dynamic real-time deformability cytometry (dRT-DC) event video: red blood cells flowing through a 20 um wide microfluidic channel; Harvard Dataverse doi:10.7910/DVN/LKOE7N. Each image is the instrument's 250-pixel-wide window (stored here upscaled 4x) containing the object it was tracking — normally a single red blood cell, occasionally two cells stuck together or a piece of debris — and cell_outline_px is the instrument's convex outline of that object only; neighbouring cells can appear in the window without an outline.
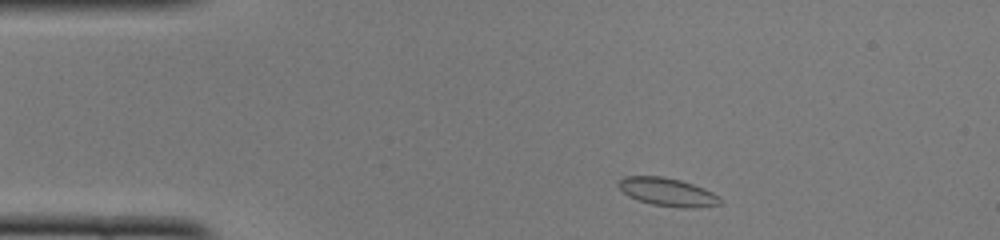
{"species": "common noctule bat (a hibernating species)", "species_latin": "Nyctalus noctula", "temperature_condition": "cold", "stored_images_in_passage": 43, "camera_frame_rate_fps": 3000, "um_per_image_px": 0.085, "animal": {"sex": "female", "body_mass_g": 22.0, "forearm_length_mm": 56.7}, "frame": {"image": 1, "passage_image": 2, "time_ms": 0.333, "image_size_px": [1000, 240], "cell_outline_px": [[720, 204], [692, 208], [684, 208], [652, 204], [628, 196], [616, 184], [624, 176], [664, 176], [680, 180], [704, 188], [720, 196]], "centroid_in_image_um": [56.73, 16.31], "position_along_channel_um": 28.3, "area_um2": 16.53}}
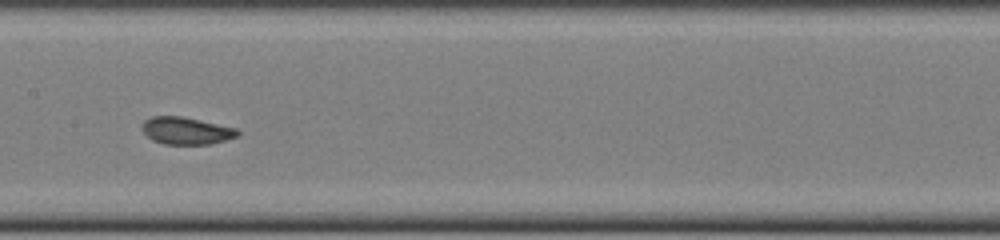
{"frame": {"image": 2, "passage_image": 18, "time_ms": 5.667, "image_size_px": [1000, 240], "cell_outline_px": [[240, 136], [212, 144], [164, 144], [152, 140], [140, 128], [144, 120], [152, 116], [184, 116], [236, 128], [240, 132]], "centroid_in_image_um": [15.84, 11.11], "position_along_channel_um": 191.6, "area_um2": 15.37}}
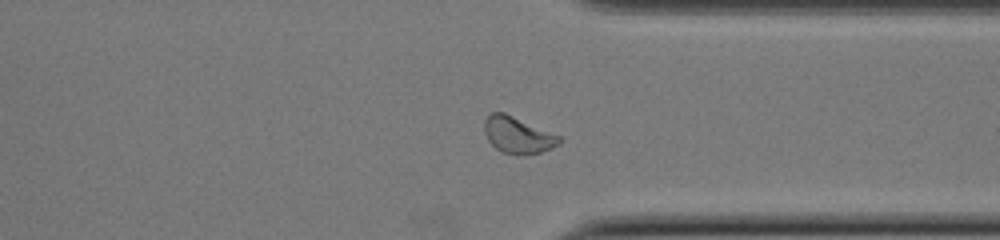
{"frame": {"image": 3, "passage_image": 31, "time_ms": 10.0, "image_size_px": [1000, 240], "cell_outline_px": [[560, 144], [552, 148], [540, 152], [520, 156], [516, 156], [500, 152], [488, 140], [484, 132], [484, 120], [492, 112], [504, 112], [560, 136]], "centroid_in_image_um": [43.99, 11.5], "position_along_channel_um": 367.4, "area_um2": 16.01}, "authors_computed_cell_mechanics": {"area_um2": 15.6638, "velocity_mm_per_s": 4.0645, "shape_relaxation_time_tau1_ms": 3.6725, "shape_relaxation_time_tau2_ms": 5.1534, "deformation_change_tau1": 0.0875, "deformation_change_tau2": 0.0692}}